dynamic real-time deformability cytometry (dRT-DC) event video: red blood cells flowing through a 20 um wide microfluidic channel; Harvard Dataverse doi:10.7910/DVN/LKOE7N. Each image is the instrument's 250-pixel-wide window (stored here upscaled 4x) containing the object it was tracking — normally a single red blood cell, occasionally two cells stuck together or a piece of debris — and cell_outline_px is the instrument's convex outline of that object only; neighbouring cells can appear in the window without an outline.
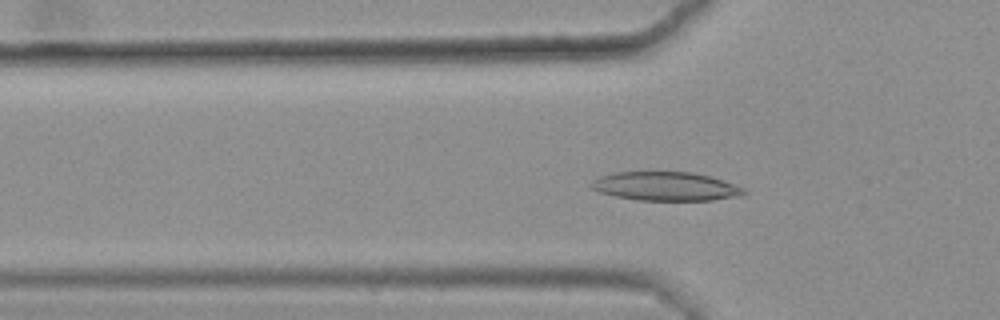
{"species": "common noctule bat (a hibernating species)", "species_latin": "Nyctalus noctula", "temperature_condition": "warm", "stored_images_in_passage": 45, "camera_frame_rate_fps": 3000, "um_per_image_px": 0.085, "animal": {"sex": "female", "body_mass_g": 25.1}, "frame": {"image": 1, "passage_image": 17, "time_ms": 5.333, "image_size_px": [1000, 320], "cell_outline_px": [[748, 192], [740, 196], [712, 200], [640, 200], [616, 196], [600, 192], [592, 188], [588, 184], [592, 180], [600, 176], [616, 172], [692, 172], [708, 176], [744, 188]], "centroid_in_image_um": [56.55, 15.84], "position_along_channel_um": 69.2, "area_um2": 25.37}}
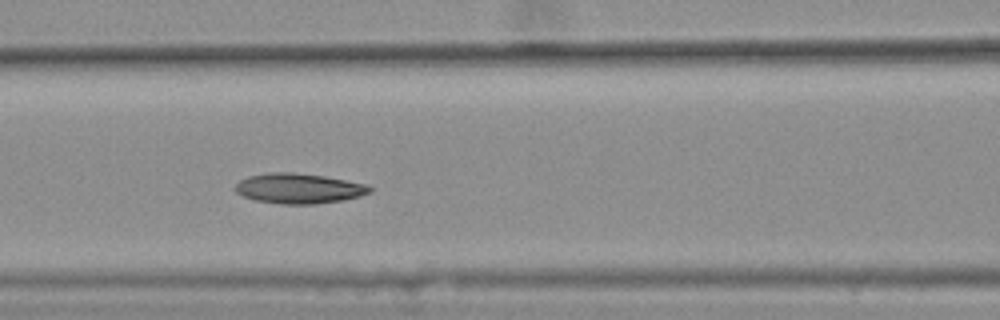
{"frame": {"image": 2, "passage_image": 23, "time_ms": 7.333, "image_size_px": [1000, 320], "cell_outline_px": [[372, 192], [360, 196], [344, 200], [316, 204], [280, 204], [256, 200], [244, 196], [236, 192], [232, 188], [240, 180], [248, 176], [268, 172], [292, 172], [324, 176], [364, 184], [372, 188]], "centroid_in_image_um": [25.37, 16.02], "position_along_channel_um": 141.2, "area_um2": 23.64}}
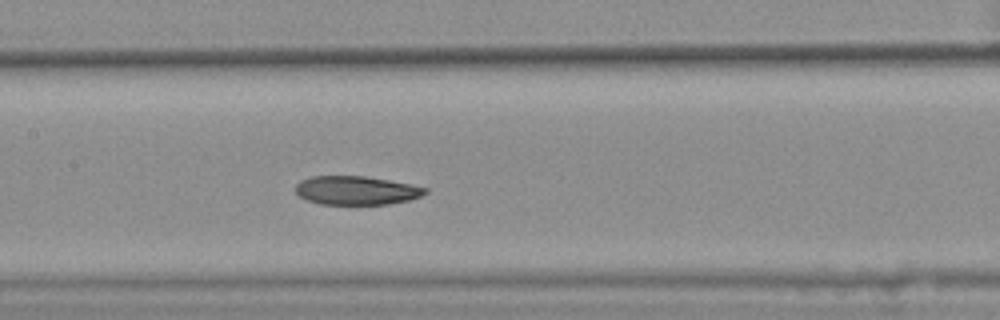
{"frame": {"image": 3, "passage_image": 26, "time_ms": 8.333, "image_size_px": [1000, 320], "cell_outline_px": [[428, 192], [420, 196], [408, 200], [388, 204], [320, 204], [304, 200], [296, 192], [296, 184], [300, 180], [312, 176], [364, 176], [412, 184], [428, 188]], "centroid_in_image_um": [30.27, 16.18], "position_along_channel_um": 177.1, "area_um2": 21.73}, "authors_computed_cell_mechanics": {"area_um2": 23.3512, "velocity_mm_per_s": 3.6018, "shape_relaxation_time_tau1_ms": null, "shape_relaxation_time_tau2_ms": 4.8154, "deformation_change_tau1": null, "deformation_change_tau2": 0.0996}}